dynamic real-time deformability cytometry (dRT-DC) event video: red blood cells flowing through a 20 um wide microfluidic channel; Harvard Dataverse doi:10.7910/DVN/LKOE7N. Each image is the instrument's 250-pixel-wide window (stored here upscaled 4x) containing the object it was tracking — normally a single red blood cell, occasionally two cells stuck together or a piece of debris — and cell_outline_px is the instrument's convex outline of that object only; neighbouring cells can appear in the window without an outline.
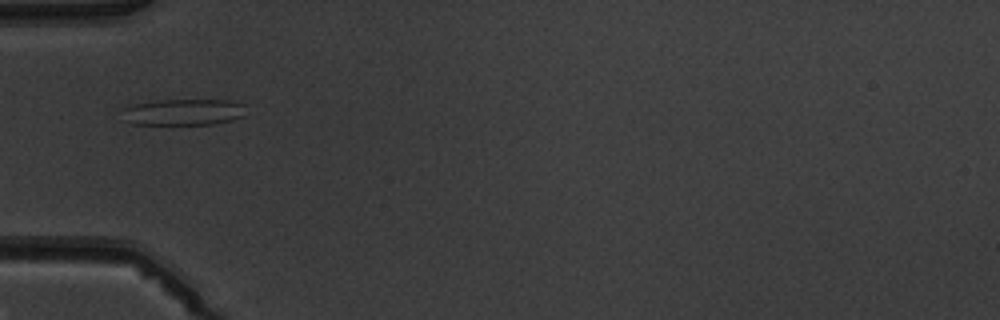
{"species": "common noctule bat (a hibernating species)", "species_latin": "Nyctalus noctula", "temperature_condition": "warm", "stored_images_in_passage": 3, "camera_frame_rate_fps": 3000, "um_per_image_px": 0.085, "animal": {"sex": "male", "body_mass_g": 19.5, "forearm_length_mm": 54.6}, "frame": {"image": 1, "passage_image": 3, "time_ms": 2.333, "image_size_px": [1000, 320], "cell_outline_px": [[244, 116], [232, 120], [212, 124], [132, 124], [120, 120], [120, 108], [136, 104], [156, 100], [228, 100], [244, 104]], "centroid_in_image_um": [15.49, 9.53], "position_along_channel_um": 69.5, "area_um2": 19.31}}